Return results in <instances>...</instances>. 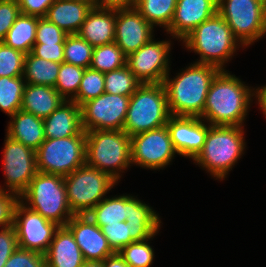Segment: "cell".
<instances>
[{"instance_id":"b9f144b4","label":"cell","mask_w":266,"mask_h":267,"mask_svg":"<svg viewBox=\"0 0 266 267\" xmlns=\"http://www.w3.org/2000/svg\"><path fill=\"white\" fill-rule=\"evenodd\" d=\"M18 248L14 226L0 230V267H4L12 253Z\"/></svg>"},{"instance_id":"484cf974","label":"cell","mask_w":266,"mask_h":267,"mask_svg":"<svg viewBox=\"0 0 266 267\" xmlns=\"http://www.w3.org/2000/svg\"><path fill=\"white\" fill-rule=\"evenodd\" d=\"M64 101L65 99L54 87L26 83L21 110L45 119Z\"/></svg>"},{"instance_id":"ba28073f","label":"cell","mask_w":266,"mask_h":267,"mask_svg":"<svg viewBox=\"0 0 266 267\" xmlns=\"http://www.w3.org/2000/svg\"><path fill=\"white\" fill-rule=\"evenodd\" d=\"M20 201L59 226H65L74 216L69 207L64 176L61 175L38 171L20 195Z\"/></svg>"},{"instance_id":"277c9868","label":"cell","mask_w":266,"mask_h":267,"mask_svg":"<svg viewBox=\"0 0 266 267\" xmlns=\"http://www.w3.org/2000/svg\"><path fill=\"white\" fill-rule=\"evenodd\" d=\"M181 41L189 51L200 55L196 63L225 70V64L239 47H244L218 12L193 29ZM241 45V46H240Z\"/></svg>"},{"instance_id":"836d02e7","label":"cell","mask_w":266,"mask_h":267,"mask_svg":"<svg viewBox=\"0 0 266 267\" xmlns=\"http://www.w3.org/2000/svg\"><path fill=\"white\" fill-rule=\"evenodd\" d=\"M94 47L77 34L67 35L64 42V62L90 68Z\"/></svg>"},{"instance_id":"f35d334b","label":"cell","mask_w":266,"mask_h":267,"mask_svg":"<svg viewBox=\"0 0 266 267\" xmlns=\"http://www.w3.org/2000/svg\"><path fill=\"white\" fill-rule=\"evenodd\" d=\"M4 267H46L45 254L17 248Z\"/></svg>"},{"instance_id":"7402d4cb","label":"cell","mask_w":266,"mask_h":267,"mask_svg":"<svg viewBox=\"0 0 266 267\" xmlns=\"http://www.w3.org/2000/svg\"><path fill=\"white\" fill-rule=\"evenodd\" d=\"M116 10L91 8L77 35L91 46L113 43L115 40Z\"/></svg>"},{"instance_id":"4dcf8cb0","label":"cell","mask_w":266,"mask_h":267,"mask_svg":"<svg viewBox=\"0 0 266 267\" xmlns=\"http://www.w3.org/2000/svg\"><path fill=\"white\" fill-rule=\"evenodd\" d=\"M127 56L115 42L93 49L90 68L102 73L120 69L126 65Z\"/></svg>"},{"instance_id":"8992f818","label":"cell","mask_w":266,"mask_h":267,"mask_svg":"<svg viewBox=\"0 0 266 267\" xmlns=\"http://www.w3.org/2000/svg\"><path fill=\"white\" fill-rule=\"evenodd\" d=\"M86 165L120 180L125 169L132 166L131 136L123 130H92L86 132Z\"/></svg>"},{"instance_id":"7c38bea8","label":"cell","mask_w":266,"mask_h":267,"mask_svg":"<svg viewBox=\"0 0 266 267\" xmlns=\"http://www.w3.org/2000/svg\"><path fill=\"white\" fill-rule=\"evenodd\" d=\"M132 164L145 169L167 167L178 154L166 126L131 136Z\"/></svg>"},{"instance_id":"4316f807","label":"cell","mask_w":266,"mask_h":267,"mask_svg":"<svg viewBox=\"0 0 266 267\" xmlns=\"http://www.w3.org/2000/svg\"><path fill=\"white\" fill-rule=\"evenodd\" d=\"M38 17L20 14L2 41L6 46L24 54L32 52L35 44Z\"/></svg>"},{"instance_id":"ab89813d","label":"cell","mask_w":266,"mask_h":267,"mask_svg":"<svg viewBox=\"0 0 266 267\" xmlns=\"http://www.w3.org/2000/svg\"><path fill=\"white\" fill-rule=\"evenodd\" d=\"M19 201L18 194L0 189V229L13 226L15 208Z\"/></svg>"},{"instance_id":"83f0119b","label":"cell","mask_w":266,"mask_h":267,"mask_svg":"<svg viewBox=\"0 0 266 267\" xmlns=\"http://www.w3.org/2000/svg\"><path fill=\"white\" fill-rule=\"evenodd\" d=\"M60 63L47 61L32 52L25 55L23 78L27 84L55 87Z\"/></svg>"},{"instance_id":"5b68a950","label":"cell","mask_w":266,"mask_h":267,"mask_svg":"<svg viewBox=\"0 0 266 267\" xmlns=\"http://www.w3.org/2000/svg\"><path fill=\"white\" fill-rule=\"evenodd\" d=\"M243 127L210 125L203 149L194 163L217 180H223L246 149Z\"/></svg>"},{"instance_id":"f6af8a7d","label":"cell","mask_w":266,"mask_h":267,"mask_svg":"<svg viewBox=\"0 0 266 267\" xmlns=\"http://www.w3.org/2000/svg\"><path fill=\"white\" fill-rule=\"evenodd\" d=\"M137 0H97V8L101 9H129L134 8Z\"/></svg>"},{"instance_id":"8d00e7d4","label":"cell","mask_w":266,"mask_h":267,"mask_svg":"<svg viewBox=\"0 0 266 267\" xmlns=\"http://www.w3.org/2000/svg\"><path fill=\"white\" fill-rule=\"evenodd\" d=\"M25 55L0 42V77L23 76Z\"/></svg>"},{"instance_id":"4fadbf2b","label":"cell","mask_w":266,"mask_h":267,"mask_svg":"<svg viewBox=\"0 0 266 267\" xmlns=\"http://www.w3.org/2000/svg\"><path fill=\"white\" fill-rule=\"evenodd\" d=\"M129 100L130 96L104 92L85 102L81 106L83 130H123Z\"/></svg>"},{"instance_id":"d6a6232c","label":"cell","mask_w":266,"mask_h":267,"mask_svg":"<svg viewBox=\"0 0 266 267\" xmlns=\"http://www.w3.org/2000/svg\"><path fill=\"white\" fill-rule=\"evenodd\" d=\"M85 68L66 62L60 64L55 84L57 92L66 100L72 101L77 93Z\"/></svg>"},{"instance_id":"ac0fdd59","label":"cell","mask_w":266,"mask_h":267,"mask_svg":"<svg viewBox=\"0 0 266 267\" xmlns=\"http://www.w3.org/2000/svg\"><path fill=\"white\" fill-rule=\"evenodd\" d=\"M154 28L135 8L118 9L114 42L128 56L154 37Z\"/></svg>"},{"instance_id":"7a4b0ae2","label":"cell","mask_w":266,"mask_h":267,"mask_svg":"<svg viewBox=\"0 0 266 267\" xmlns=\"http://www.w3.org/2000/svg\"><path fill=\"white\" fill-rule=\"evenodd\" d=\"M253 96L254 88L220 70L210 84L200 118L210 125L244 126Z\"/></svg>"},{"instance_id":"7dc6e473","label":"cell","mask_w":266,"mask_h":267,"mask_svg":"<svg viewBox=\"0 0 266 267\" xmlns=\"http://www.w3.org/2000/svg\"><path fill=\"white\" fill-rule=\"evenodd\" d=\"M257 99V104L259 105L260 109L263 111V114L266 117V85L263 87L254 88V97Z\"/></svg>"},{"instance_id":"d4e9b609","label":"cell","mask_w":266,"mask_h":267,"mask_svg":"<svg viewBox=\"0 0 266 267\" xmlns=\"http://www.w3.org/2000/svg\"><path fill=\"white\" fill-rule=\"evenodd\" d=\"M91 6L73 0H56L47 10L45 18L67 35L77 34Z\"/></svg>"},{"instance_id":"2e32d148","label":"cell","mask_w":266,"mask_h":267,"mask_svg":"<svg viewBox=\"0 0 266 267\" xmlns=\"http://www.w3.org/2000/svg\"><path fill=\"white\" fill-rule=\"evenodd\" d=\"M171 41L150 39L139 50L127 56L126 65L142 83H163L170 73Z\"/></svg>"},{"instance_id":"74e56055","label":"cell","mask_w":266,"mask_h":267,"mask_svg":"<svg viewBox=\"0 0 266 267\" xmlns=\"http://www.w3.org/2000/svg\"><path fill=\"white\" fill-rule=\"evenodd\" d=\"M67 34L45 17H38L35 44H64Z\"/></svg>"},{"instance_id":"e0dca14e","label":"cell","mask_w":266,"mask_h":267,"mask_svg":"<svg viewBox=\"0 0 266 267\" xmlns=\"http://www.w3.org/2000/svg\"><path fill=\"white\" fill-rule=\"evenodd\" d=\"M167 127L178 155L194 160L203 149L210 124L199 117L171 115Z\"/></svg>"},{"instance_id":"8fae6325","label":"cell","mask_w":266,"mask_h":267,"mask_svg":"<svg viewBox=\"0 0 266 267\" xmlns=\"http://www.w3.org/2000/svg\"><path fill=\"white\" fill-rule=\"evenodd\" d=\"M86 135L46 138L36 150L37 170L66 176L86 164Z\"/></svg>"},{"instance_id":"f546056e","label":"cell","mask_w":266,"mask_h":267,"mask_svg":"<svg viewBox=\"0 0 266 267\" xmlns=\"http://www.w3.org/2000/svg\"><path fill=\"white\" fill-rule=\"evenodd\" d=\"M26 82L23 76L0 77V110L8 116L21 110Z\"/></svg>"},{"instance_id":"f907efd6","label":"cell","mask_w":266,"mask_h":267,"mask_svg":"<svg viewBox=\"0 0 266 267\" xmlns=\"http://www.w3.org/2000/svg\"><path fill=\"white\" fill-rule=\"evenodd\" d=\"M260 3H262L266 7V0H258Z\"/></svg>"},{"instance_id":"d6986e66","label":"cell","mask_w":266,"mask_h":267,"mask_svg":"<svg viewBox=\"0 0 266 267\" xmlns=\"http://www.w3.org/2000/svg\"><path fill=\"white\" fill-rule=\"evenodd\" d=\"M65 226L73 234L85 261H103L114 254L101 228L87 214L74 215Z\"/></svg>"},{"instance_id":"ee69618b","label":"cell","mask_w":266,"mask_h":267,"mask_svg":"<svg viewBox=\"0 0 266 267\" xmlns=\"http://www.w3.org/2000/svg\"><path fill=\"white\" fill-rule=\"evenodd\" d=\"M20 12L25 15L45 17L47 10L56 0H16Z\"/></svg>"},{"instance_id":"9c48e42d","label":"cell","mask_w":266,"mask_h":267,"mask_svg":"<svg viewBox=\"0 0 266 267\" xmlns=\"http://www.w3.org/2000/svg\"><path fill=\"white\" fill-rule=\"evenodd\" d=\"M69 207L74 215L90 212L117 185L110 175L83 165L64 176Z\"/></svg>"},{"instance_id":"7bdbcfd3","label":"cell","mask_w":266,"mask_h":267,"mask_svg":"<svg viewBox=\"0 0 266 267\" xmlns=\"http://www.w3.org/2000/svg\"><path fill=\"white\" fill-rule=\"evenodd\" d=\"M32 53L47 61L64 62V44H34Z\"/></svg>"},{"instance_id":"44dd1931","label":"cell","mask_w":266,"mask_h":267,"mask_svg":"<svg viewBox=\"0 0 266 267\" xmlns=\"http://www.w3.org/2000/svg\"><path fill=\"white\" fill-rule=\"evenodd\" d=\"M45 138H65L86 135L82 127L81 107L74 101H64L44 119Z\"/></svg>"},{"instance_id":"ffe728a7","label":"cell","mask_w":266,"mask_h":267,"mask_svg":"<svg viewBox=\"0 0 266 267\" xmlns=\"http://www.w3.org/2000/svg\"><path fill=\"white\" fill-rule=\"evenodd\" d=\"M218 0H177L167 34L181 41L193 29L217 13Z\"/></svg>"},{"instance_id":"cb8c5ba5","label":"cell","mask_w":266,"mask_h":267,"mask_svg":"<svg viewBox=\"0 0 266 267\" xmlns=\"http://www.w3.org/2000/svg\"><path fill=\"white\" fill-rule=\"evenodd\" d=\"M10 118L6 130L7 136L36 151L46 139L44 119L22 110Z\"/></svg>"},{"instance_id":"30bf717a","label":"cell","mask_w":266,"mask_h":267,"mask_svg":"<svg viewBox=\"0 0 266 267\" xmlns=\"http://www.w3.org/2000/svg\"><path fill=\"white\" fill-rule=\"evenodd\" d=\"M217 12L244 47L266 35V7L258 0H218Z\"/></svg>"},{"instance_id":"d590c367","label":"cell","mask_w":266,"mask_h":267,"mask_svg":"<svg viewBox=\"0 0 266 267\" xmlns=\"http://www.w3.org/2000/svg\"><path fill=\"white\" fill-rule=\"evenodd\" d=\"M153 238L130 243L118 253L130 267H150L155 255L148 241Z\"/></svg>"},{"instance_id":"9a60e30c","label":"cell","mask_w":266,"mask_h":267,"mask_svg":"<svg viewBox=\"0 0 266 267\" xmlns=\"http://www.w3.org/2000/svg\"><path fill=\"white\" fill-rule=\"evenodd\" d=\"M18 248L45 254L59 225L47 220L19 201L15 208L14 224Z\"/></svg>"},{"instance_id":"1f68e13d","label":"cell","mask_w":266,"mask_h":267,"mask_svg":"<svg viewBox=\"0 0 266 267\" xmlns=\"http://www.w3.org/2000/svg\"><path fill=\"white\" fill-rule=\"evenodd\" d=\"M105 92L113 95L131 96L142 84L127 65L104 73Z\"/></svg>"},{"instance_id":"603a6c76","label":"cell","mask_w":266,"mask_h":267,"mask_svg":"<svg viewBox=\"0 0 266 267\" xmlns=\"http://www.w3.org/2000/svg\"><path fill=\"white\" fill-rule=\"evenodd\" d=\"M84 262L71 231L66 226H59L45 253L46 267H82Z\"/></svg>"},{"instance_id":"c3c4849f","label":"cell","mask_w":266,"mask_h":267,"mask_svg":"<svg viewBox=\"0 0 266 267\" xmlns=\"http://www.w3.org/2000/svg\"><path fill=\"white\" fill-rule=\"evenodd\" d=\"M82 267H103L102 261H85Z\"/></svg>"},{"instance_id":"e575fe53","label":"cell","mask_w":266,"mask_h":267,"mask_svg":"<svg viewBox=\"0 0 266 267\" xmlns=\"http://www.w3.org/2000/svg\"><path fill=\"white\" fill-rule=\"evenodd\" d=\"M105 92L104 73L86 68L76 97L72 100L80 107L87 101L95 99Z\"/></svg>"},{"instance_id":"3957f363","label":"cell","mask_w":266,"mask_h":267,"mask_svg":"<svg viewBox=\"0 0 266 267\" xmlns=\"http://www.w3.org/2000/svg\"><path fill=\"white\" fill-rule=\"evenodd\" d=\"M220 70L203 63H191L173 79L165 76L164 86L171 115L201 117L213 78Z\"/></svg>"},{"instance_id":"52a82bcc","label":"cell","mask_w":266,"mask_h":267,"mask_svg":"<svg viewBox=\"0 0 266 267\" xmlns=\"http://www.w3.org/2000/svg\"><path fill=\"white\" fill-rule=\"evenodd\" d=\"M171 114L163 83L141 84L130 96L123 131L134 136L166 126Z\"/></svg>"},{"instance_id":"f1b7e54d","label":"cell","mask_w":266,"mask_h":267,"mask_svg":"<svg viewBox=\"0 0 266 267\" xmlns=\"http://www.w3.org/2000/svg\"><path fill=\"white\" fill-rule=\"evenodd\" d=\"M177 0H137L135 9L154 27L169 28Z\"/></svg>"},{"instance_id":"681fc988","label":"cell","mask_w":266,"mask_h":267,"mask_svg":"<svg viewBox=\"0 0 266 267\" xmlns=\"http://www.w3.org/2000/svg\"><path fill=\"white\" fill-rule=\"evenodd\" d=\"M73 1H77V2H82V3L88 4L92 8H96L97 7V0H73Z\"/></svg>"},{"instance_id":"6da1fadb","label":"cell","mask_w":266,"mask_h":267,"mask_svg":"<svg viewBox=\"0 0 266 267\" xmlns=\"http://www.w3.org/2000/svg\"><path fill=\"white\" fill-rule=\"evenodd\" d=\"M87 215L101 228L114 253L155 236L162 223L152 207L129 194L105 197Z\"/></svg>"},{"instance_id":"60d3db41","label":"cell","mask_w":266,"mask_h":267,"mask_svg":"<svg viewBox=\"0 0 266 267\" xmlns=\"http://www.w3.org/2000/svg\"><path fill=\"white\" fill-rule=\"evenodd\" d=\"M21 14L16 0H0V42Z\"/></svg>"},{"instance_id":"5bb4252c","label":"cell","mask_w":266,"mask_h":267,"mask_svg":"<svg viewBox=\"0 0 266 267\" xmlns=\"http://www.w3.org/2000/svg\"><path fill=\"white\" fill-rule=\"evenodd\" d=\"M3 150V171L6 188L0 186V189H7V191L20 196L38 172L36 151L7 135Z\"/></svg>"},{"instance_id":"bcb514c9","label":"cell","mask_w":266,"mask_h":267,"mask_svg":"<svg viewBox=\"0 0 266 267\" xmlns=\"http://www.w3.org/2000/svg\"><path fill=\"white\" fill-rule=\"evenodd\" d=\"M103 267H130L119 253H114L102 261Z\"/></svg>"}]
</instances>
